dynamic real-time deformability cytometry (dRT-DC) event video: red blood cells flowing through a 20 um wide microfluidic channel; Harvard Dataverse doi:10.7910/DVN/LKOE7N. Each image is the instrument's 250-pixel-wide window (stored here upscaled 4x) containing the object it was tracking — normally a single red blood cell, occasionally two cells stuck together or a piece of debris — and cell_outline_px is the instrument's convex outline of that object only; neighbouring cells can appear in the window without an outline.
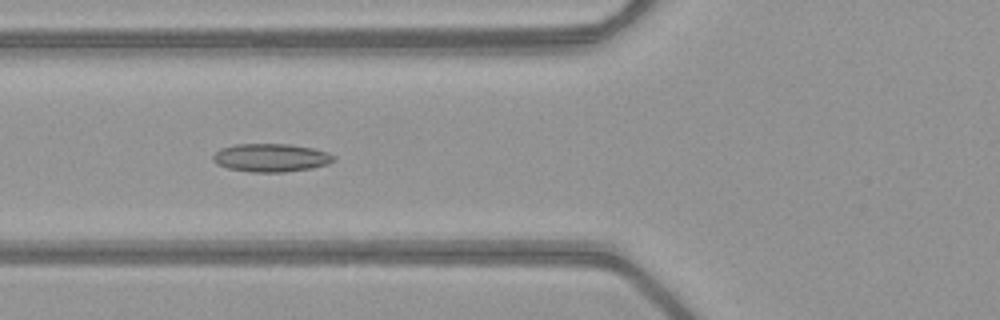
{"species": "common noctule bat (a hibernating species)", "species_latin": "Nyctalus noctula", "temperature_condition": "warm", "stored_images_in_passage": 39, "camera_frame_rate_fps": 3000, "um_per_image_px": 0.085, "animal": {"sex": "female", "body_mass_g": 21.9}, "frame": {"image": 1, "passage_image": 8, "time_ms": 2.333, "image_size_px": [1000, 320], "cell_outline_px": [[336, 160], [328, 164], [312, 168], [284, 172], [252, 172], [228, 168], [216, 164], [212, 160], [212, 156], [220, 148], [236, 144], [288, 144], [312, 148], [328, 152], [336, 156]], "centroid_in_image_um": [23.04, 13.4], "position_along_channel_um": 102.8, "area_um2": 19.94}}
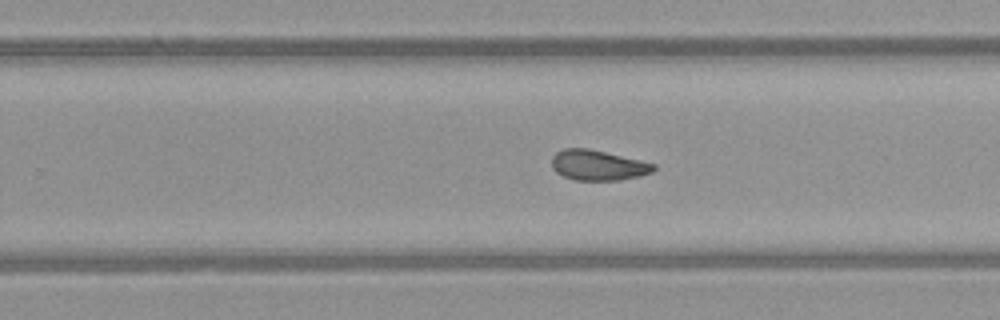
{"frame": {"image": 2, "passage_image": 21, "time_ms": 6.667, "image_size_px": [1000, 320], "cell_outline_px": [[656, 168], [652, 172], [640, 176], [620, 180], [576, 180], [564, 176], [556, 172], [552, 168], [552, 156], [556, 152], [564, 148], [588, 148], [640, 160], [656, 164]], "centroid_in_image_um": [50.82, 14.04], "position_along_channel_um": 279.0, "area_um2": 17.98}}
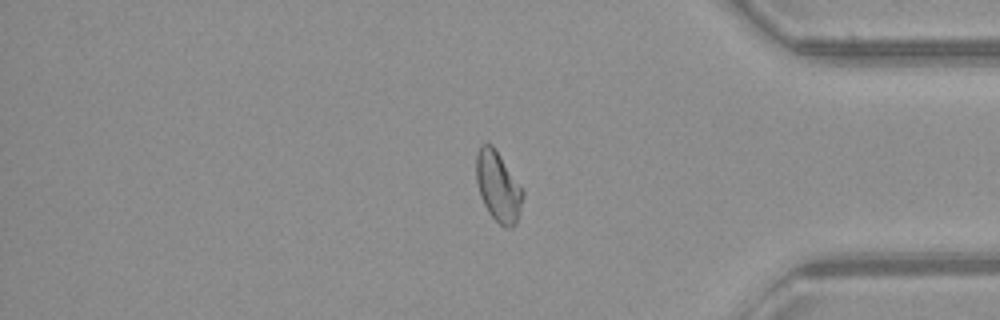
{"frame": {"image": 3, "passage_image": 31, "time_ms": 10.0, "image_size_px": [1000, 320], "cell_outline_px": [[524, 196], [516, 224], [512, 228], [504, 228], [488, 212], [480, 196], [476, 180], [476, 152], [480, 144], [492, 144], [524, 192]], "centroid_in_image_um": [42.32, 15.87], "position_along_channel_um": 392.9, "area_um2": 18.9}, "authors_computed_cell_mechanics": {"area_um2": 18.785, "velocity_mm_per_s": 4.0536, "shape_relaxation_time_tau1_ms": null, "shape_relaxation_time_tau2_ms": 2.6379, "deformation_change_tau1": null, "deformation_change_tau2": 0.0888}}